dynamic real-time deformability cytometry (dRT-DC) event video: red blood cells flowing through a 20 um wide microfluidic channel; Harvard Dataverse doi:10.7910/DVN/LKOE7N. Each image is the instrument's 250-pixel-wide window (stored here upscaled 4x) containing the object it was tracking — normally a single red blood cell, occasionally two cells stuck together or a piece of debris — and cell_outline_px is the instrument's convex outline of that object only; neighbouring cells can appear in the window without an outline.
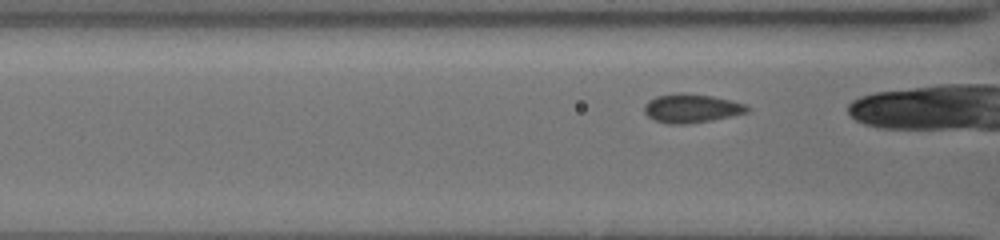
{"species": "common noctule bat (a hibernating species)", "species_latin": "Nyctalus noctula", "temperature_condition": "cold", "stored_images_in_passage": 26, "camera_frame_rate_fps": 3000, "um_per_image_px": 0.085, "animal": {"sex": "female", "body_mass_g": 19.5, "forearm_length_mm": 54.1}, "frame": {"image": 1, "passage_image": 5, "time_ms": 1.333, "image_size_px": [1000, 240], "cell_outline_px": [[752, 108], [748, 112], [732, 116], [712, 120], [684, 124], [668, 124], [656, 120], [648, 116], [644, 112], [644, 104], [648, 100], [656, 96], [676, 92], [684, 92], [712, 96], [732, 100], [744, 104]], "centroid_in_image_um": [58.77, 9.19], "position_along_channel_um": 107.8, "area_um2": 17.46}}
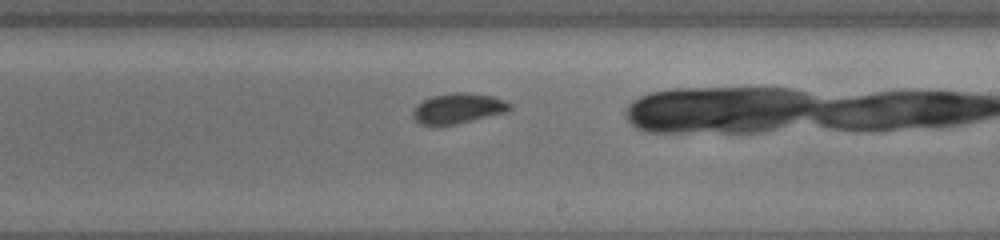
{"frame": {"image": 2, "passage_image": 16, "time_ms": 5.0, "image_size_px": [1000, 240], "cell_outline_px": [[512, 108], [504, 112], [452, 124], [420, 124], [412, 116], [412, 112], [416, 104], [432, 96], [456, 92], [468, 92], [492, 96], [504, 100], [512, 104]], "centroid_in_image_um": [38.92, 9.18], "position_along_channel_um": 250.1, "area_um2": 16.65}}
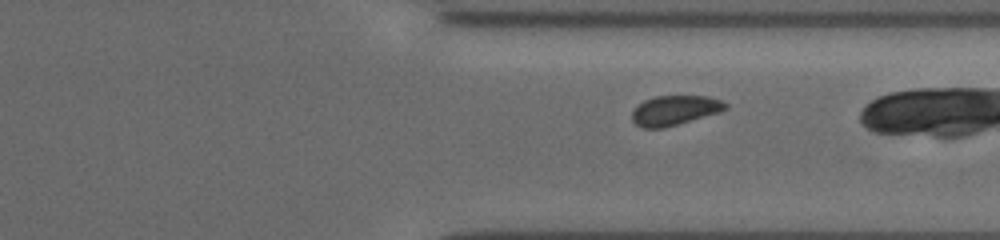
{"frame": {"image": 3, "passage_image": 24, "time_ms": 7.667, "image_size_px": [1000, 240], "cell_outline_px": [[728, 108], [720, 112], [664, 128], [644, 128], [636, 124], [632, 120], [632, 112], [644, 100], [656, 96], [708, 96], [720, 100], [728, 104]], "centroid_in_image_um": [57.37, 9.38], "position_along_channel_um": 354.0, "area_um2": 16.07}}